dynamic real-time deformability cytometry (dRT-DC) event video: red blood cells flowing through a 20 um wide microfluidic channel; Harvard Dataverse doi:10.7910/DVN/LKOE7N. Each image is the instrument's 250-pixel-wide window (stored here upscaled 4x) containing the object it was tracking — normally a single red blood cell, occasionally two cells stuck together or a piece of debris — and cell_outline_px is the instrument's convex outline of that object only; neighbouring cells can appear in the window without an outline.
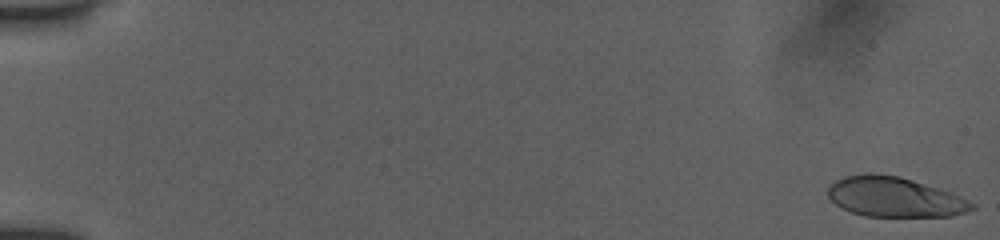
{"species": "human", "species_latin": "Homo sapiens", "temperature_condition": "room temperature", "stored_images_in_passage": 54, "camera_frame_rate_fps": 3000, "um_per_image_px": 0.085, "donor": {"sex": "female"}, "frame": {"image": 1, "passage_image": 1, "time_ms": 0.0, "image_size_px": [1000, 240], "cell_outline_px": [[976, 208], [968, 212], [952, 216], [864, 216], [852, 212], [836, 204], [828, 196], [828, 188], [836, 180], [844, 176], [864, 172], [876, 172], [900, 176], [952, 192], [976, 204]], "centroid_in_image_um": [76.07, 16.73], "position_along_channel_um": 8.9, "area_um2": 33.76}}
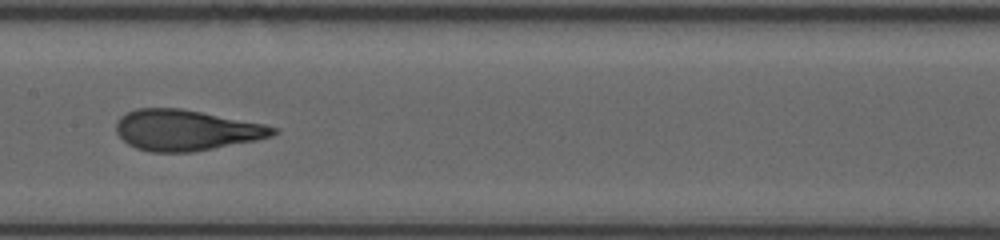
{"frame": {"image": 2, "passage_image": 29, "time_ms": 9.333, "image_size_px": [1000, 240], "cell_outline_px": [[280, 132], [272, 136], [256, 140], [192, 152], [148, 152], [136, 148], [128, 144], [116, 132], [116, 124], [120, 116], [136, 108], [180, 108], [264, 124], [280, 128]], "centroid_in_image_um": [15.82, 11.07], "position_along_channel_um": 191.6, "area_um2": 37.22}}
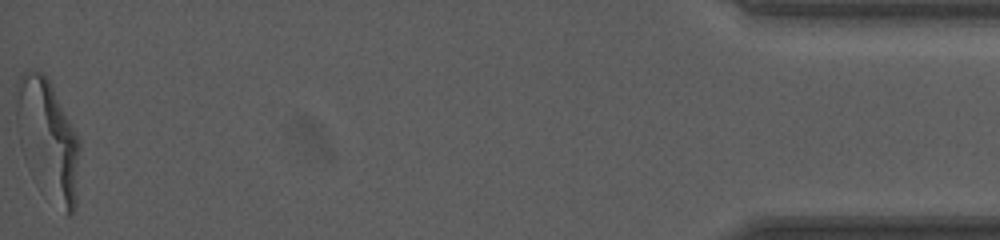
{"frame": {"image": 3, "passage_image": 54, "time_ms": 17.667, "image_size_px": [1000, 240], "cell_outline_px": [[80, 148], [76, 204], [72, 212], [68, 216], [16, 120], [16, 80], [28, 68], [32, 68], [44, 72], [76, 132], [80, 140]], "centroid_in_image_um": [4.18, 11.42], "position_along_channel_um": 431.0, "area_um2": 38.44}, "authors_computed_cell_mechanics": {"area_um2": 37.0498, "velocity_mm_per_s": 3.9137, "shape_relaxation_time_tau1_ms": 3.829, "shape_relaxation_time_tau2_ms": 0.7151, "deformation_change_tau1": 0.2021, "deformation_change_tau2": 0.0867}}